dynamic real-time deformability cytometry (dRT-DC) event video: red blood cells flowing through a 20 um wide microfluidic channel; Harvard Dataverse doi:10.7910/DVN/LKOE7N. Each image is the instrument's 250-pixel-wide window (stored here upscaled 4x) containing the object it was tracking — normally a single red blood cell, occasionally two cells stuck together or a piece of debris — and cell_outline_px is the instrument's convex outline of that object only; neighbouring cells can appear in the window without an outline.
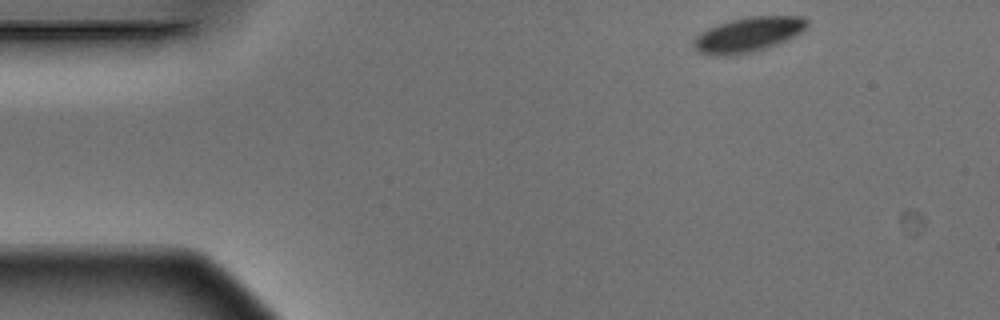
{"species": "Egyptian fruit bat (a non-hibernating species)", "species_latin": "Rousettus aegyptiacus", "temperature_condition": "warm", "stored_images_in_passage": 4, "segment_of_instrument_passage": [1, 2], "camera_frame_rate_fps": 3000, "um_per_image_px": 0.085, "animal": {"sex": "male"}, "frame": {"image": 1, "passage_image": 1, "time_ms": 0.0, "image_size_px": [1000, 320], "cell_outline_px": [[808, 24], [804, 32], [776, 44], [752, 52], [728, 56], [720, 56], [700, 52], [692, 44], [692, 40], [700, 32], [716, 24], [748, 16], [804, 16], [808, 20]], "centroid_in_image_um": [63.61, 2.92], "position_along_channel_um": 21.4, "area_um2": 23.06}}